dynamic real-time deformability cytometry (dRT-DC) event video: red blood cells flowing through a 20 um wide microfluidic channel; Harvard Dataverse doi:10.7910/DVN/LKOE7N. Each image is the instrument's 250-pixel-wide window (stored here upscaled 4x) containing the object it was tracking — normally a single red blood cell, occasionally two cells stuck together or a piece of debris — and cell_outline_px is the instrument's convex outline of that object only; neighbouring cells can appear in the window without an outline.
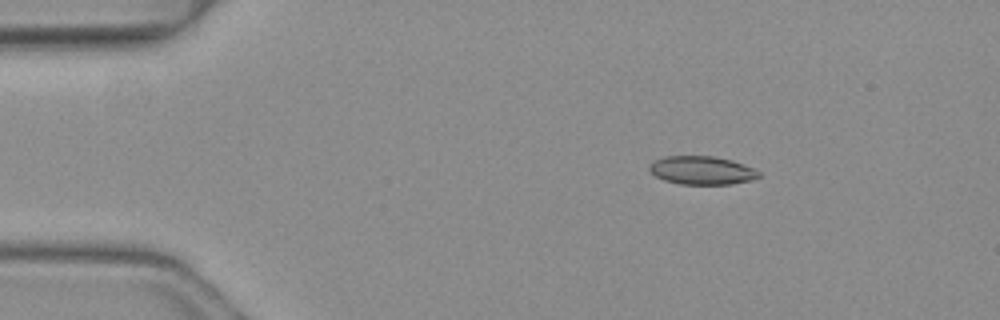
{"species": "common noctule bat (a hibernating species)", "species_latin": "Nyctalus noctula", "temperature_condition": "warm", "stored_images_in_passage": 3, "camera_frame_rate_fps": 3000, "um_per_image_px": 0.085, "animal": {"sex": "female", "body_mass_g": 19.3, "forearm_length_mm": 54.1}, "frame": {"image": 1, "passage_image": 1, "time_ms": 0.0, "image_size_px": [1000, 320], "cell_outline_px": [[760, 176], [752, 180], [732, 184], [680, 184], [664, 180], [656, 176], [648, 168], [648, 164], [664, 156], [712, 156], [732, 160], [744, 164], [760, 172]], "centroid_in_image_um": [59.66, 14.48], "position_along_channel_um": 25.3, "area_um2": 18.09}}
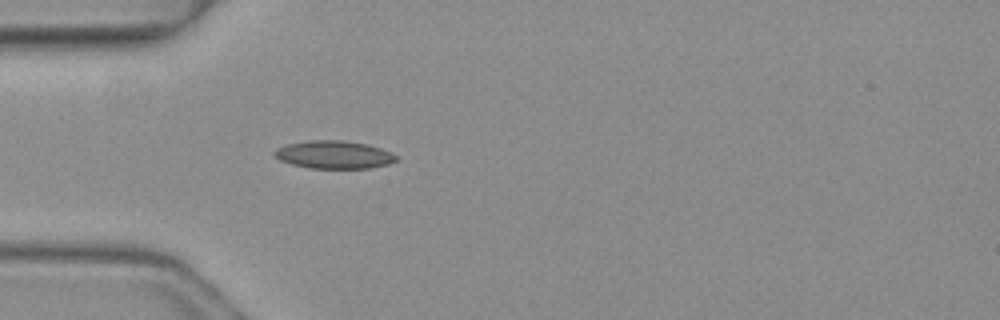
{"frame": {"image": 2, "passage_image": 3, "time_ms": 0.667, "image_size_px": [1000, 320], "cell_outline_px": [[400, 160], [388, 164], [372, 168], [308, 168], [292, 164], [280, 160], [272, 152], [276, 148], [288, 144], [308, 140], [344, 140], [368, 144], [380, 148], [396, 156]], "centroid_in_image_um": [28.39, 13.14], "position_along_channel_um": 56.6, "area_um2": 19.83}}